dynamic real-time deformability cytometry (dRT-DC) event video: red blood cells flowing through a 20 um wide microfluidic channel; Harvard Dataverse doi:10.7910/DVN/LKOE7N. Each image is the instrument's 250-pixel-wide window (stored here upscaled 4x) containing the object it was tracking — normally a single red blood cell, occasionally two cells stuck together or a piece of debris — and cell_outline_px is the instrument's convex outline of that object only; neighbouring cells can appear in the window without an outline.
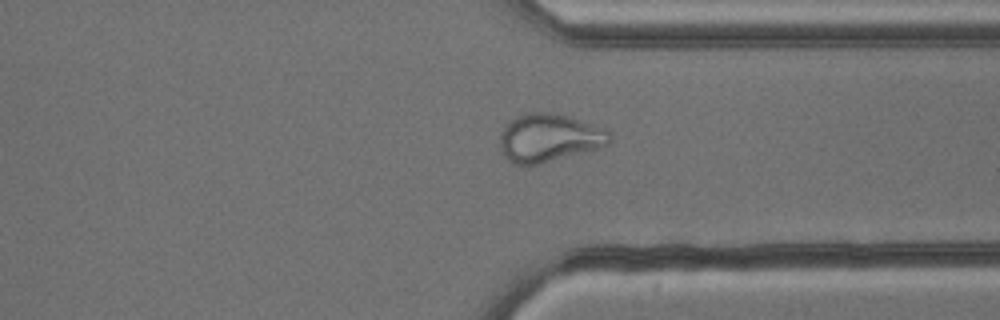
{"species": "common noctule bat (a hibernating species)", "species_latin": "Nyctalus noctula", "temperature_condition": "cold", "stored_images_in_passage": 45, "camera_frame_rate_fps": 3000, "um_per_image_px": 0.085, "animal": {"sex": "male", "body_mass_g": 13.3}, "frame": {"image": 1, "passage_image": 39, "time_ms": 12.667, "image_size_px": [1000, 320], "cell_outline_px": [[612, 140], [608, 144], [596, 148], [536, 164], [516, 164], [508, 160], [504, 156], [500, 148], [500, 136], [504, 128], [516, 116], [524, 112], [552, 112], [572, 116], [604, 128], [612, 136]], "centroid_in_image_um": [46.67, 11.68], "position_along_channel_um": 364.7, "area_um2": 30.46}}